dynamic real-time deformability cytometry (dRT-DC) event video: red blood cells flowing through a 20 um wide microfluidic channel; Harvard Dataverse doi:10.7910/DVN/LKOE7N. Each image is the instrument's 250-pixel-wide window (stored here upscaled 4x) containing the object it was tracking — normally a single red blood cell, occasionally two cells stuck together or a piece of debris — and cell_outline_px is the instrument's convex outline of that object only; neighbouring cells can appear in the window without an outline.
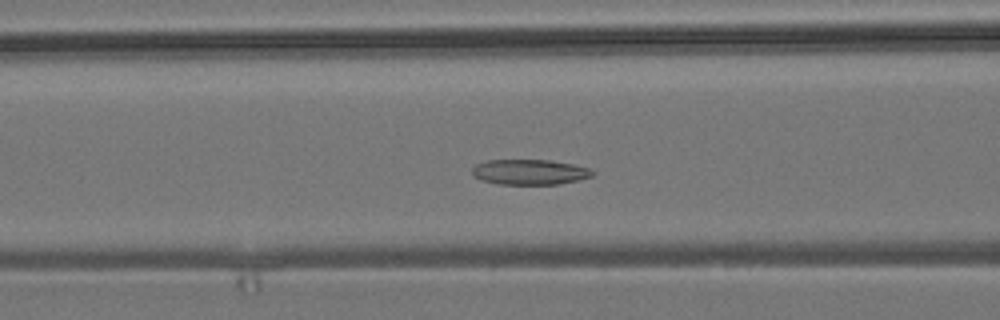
{"species": "common noctule bat (a hibernating species)", "species_latin": "Nyctalus noctula", "temperature_condition": "room temperature", "stored_images_in_passage": 52, "camera_frame_rate_fps": 3000, "um_per_image_px": 0.085, "animal": {"sex": "male", "body_mass_g": 19.2, "forearm_length_mm": 51.8}, "frame": {"image": 1, "passage_image": 18, "time_ms": 5.667, "image_size_px": [1000, 320], "cell_outline_px": [[596, 172], [592, 176], [580, 180], [560, 184], [500, 184], [480, 180], [472, 176], [472, 168], [476, 164], [488, 160], [548, 160], [572, 164], [592, 168]], "centroid_in_image_um": [45.04, 14.62], "position_along_channel_um": 121.6, "area_um2": 17.92}}
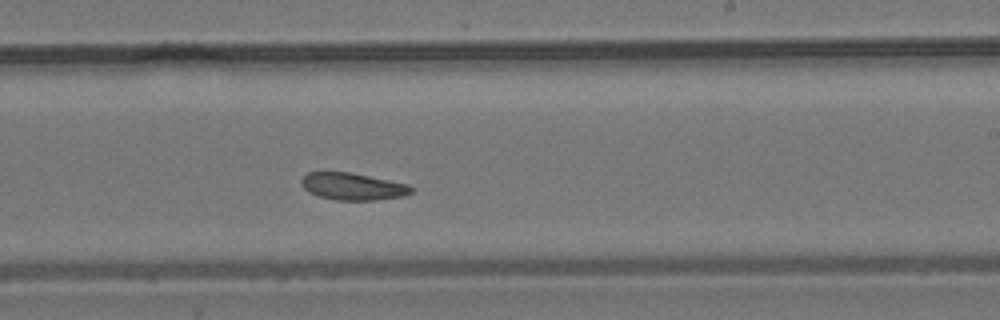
{"frame": {"image": 2, "passage_image": 29, "time_ms": 9.333, "image_size_px": [1000, 320], "cell_outline_px": [[412, 192], [404, 196], [376, 200], [336, 200], [320, 196], [308, 192], [304, 188], [300, 180], [308, 172], [348, 172], [408, 184], [412, 188]], "centroid_in_image_um": [29.97, 15.85], "position_along_channel_um": 259.0, "area_um2": 17.17}}
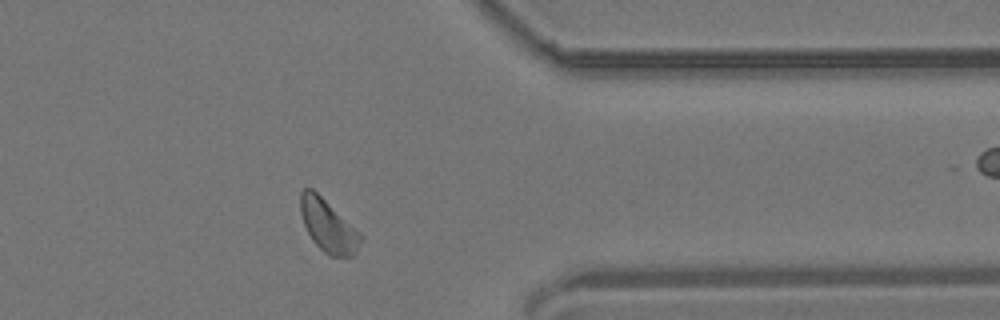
{"frame": {"image": 3, "passage_image": 40, "time_ms": 13.0, "image_size_px": [1000, 320], "cell_outline_px": [[364, 240], [356, 252], [352, 256], [328, 256], [312, 240], [304, 224], [300, 212], [300, 192], [304, 188], [312, 188], [360, 232], [364, 236]], "centroid_in_image_um": [27.91, 19.21], "position_along_channel_um": 383.5, "area_um2": 18.38}, "authors_computed_cell_mechanics": {"area_um2": 18.3804, "velocity_mm_per_s": 3.7569, "shape_relaxation_time_tau1_ms": 5.1427, "shape_relaxation_time_tau2_ms": 7.2841, "deformation_change_tau1": 0.0868, "deformation_change_tau2": 0.1378}}